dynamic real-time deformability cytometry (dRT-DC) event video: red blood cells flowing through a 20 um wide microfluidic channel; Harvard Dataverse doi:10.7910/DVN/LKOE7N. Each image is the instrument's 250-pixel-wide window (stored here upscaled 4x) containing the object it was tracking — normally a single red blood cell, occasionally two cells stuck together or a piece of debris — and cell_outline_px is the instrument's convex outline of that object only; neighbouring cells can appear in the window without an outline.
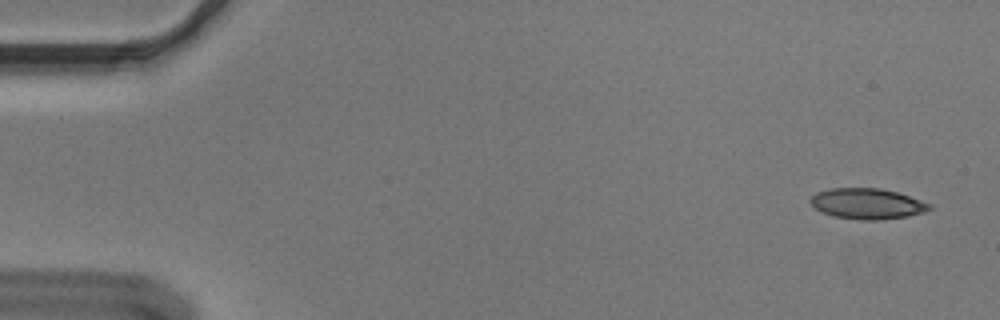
{"species": "Egyptian fruit bat (a non-hibernating species)", "species_latin": "Rousettus aegyptiacus", "temperature_condition": "cold", "stored_images_in_passage": 55, "camera_frame_rate_fps": 3000, "um_per_image_px": 0.085, "animal": {"sex": "male"}, "frame": {"image": 1, "passage_image": 3, "time_ms": 0.667, "image_size_px": [1000, 320], "cell_outline_px": [[932, 208], [924, 212], [908, 216], [880, 220], [860, 220], [832, 216], [816, 208], [808, 200], [816, 192], [828, 188], [880, 188], [896, 192], [932, 204]], "centroid_in_image_um": [73.71, 17.31], "position_along_channel_um": 11.3, "area_um2": 21.27}}
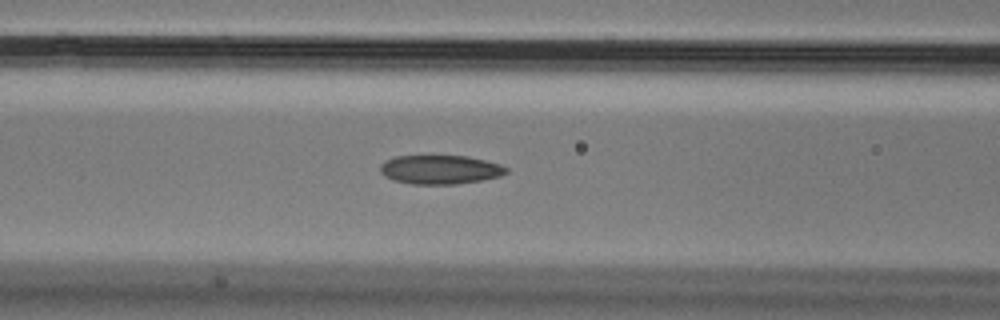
{"frame": {"image": 2, "passage_image": 23, "time_ms": 7.333, "image_size_px": [1000, 320], "cell_outline_px": [[508, 172], [500, 176], [480, 180], [456, 184], [412, 184], [392, 180], [384, 176], [380, 172], [380, 164], [384, 160], [396, 156], [468, 156], [500, 164], [508, 168]], "centroid_in_image_um": [37.38, 14.41], "position_along_channel_um": 129.2, "area_um2": 21.33}}
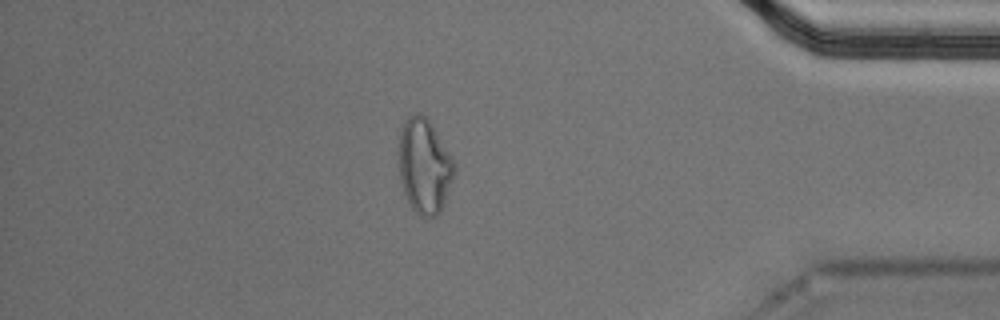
{"frame": {"image": 3, "passage_image": 48, "time_ms": 15.667, "image_size_px": [1000, 320], "cell_outline_px": [[456, 172], [444, 204], [440, 212], [436, 216], [420, 216], [412, 208], [404, 192], [400, 180], [400, 132], [408, 116], [416, 112], [420, 112], [428, 120], [452, 156], [456, 164]], "centroid_in_image_um": [36.11, 14.13], "position_along_channel_um": 399.1, "area_um2": 30.4}, "authors_computed_cell_mechanics": {"area_um2": 21.8484, "velocity_mm_per_s": 3.6294, "shape_relaxation_time_tau1_ms": null, "shape_relaxation_time_tau2_ms": 3.7841, "deformation_change_tau1": null, "deformation_change_tau2": 0.1106}}